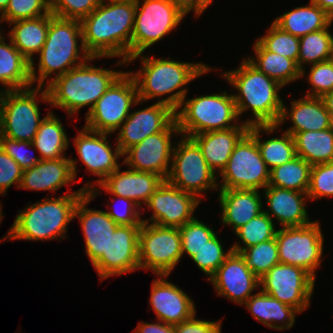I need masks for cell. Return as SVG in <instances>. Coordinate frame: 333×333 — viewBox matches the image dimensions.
Here are the masks:
<instances>
[{"label": "cell", "mask_w": 333, "mask_h": 333, "mask_svg": "<svg viewBox=\"0 0 333 333\" xmlns=\"http://www.w3.org/2000/svg\"><path fill=\"white\" fill-rule=\"evenodd\" d=\"M331 24L332 22L325 29L299 37L298 66L301 69V77L306 73L304 64L312 65L329 60L333 45V35L329 31Z\"/></svg>", "instance_id": "f35d334b"}, {"label": "cell", "mask_w": 333, "mask_h": 333, "mask_svg": "<svg viewBox=\"0 0 333 333\" xmlns=\"http://www.w3.org/2000/svg\"><path fill=\"white\" fill-rule=\"evenodd\" d=\"M28 147L35 151L32 142L16 141L0 135V148L11 156L23 170L32 168L41 161L40 157L28 154L26 149Z\"/></svg>", "instance_id": "681fc988"}, {"label": "cell", "mask_w": 333, "mask_h": 333, "mask_svg": "<svg viewBox=\"0 0 333 333\" xmlns=\"http://www.w3.org/2000/svg\"><path fill=\"white\" fill-rule=\"evenodd\" d=\"M139 58L142 68L135 73L129 72L137 86L138 100L145 102L159 97L158 103L168 105L175 111L187 96L188 88L183 87L212 69L201 62H180L170 58L147 57L143 56V53L129 58L126 63L129 65L130 62ZM167 94L168 97H162Z\"/></svg>", "instance_id": "7a4b0ae2"}, {"label": "cell", "mask_w": 333, "mask_h": 333, "mask_svg": "<svg viewBox=\"0 0 333 333\" xmlns=\"http://www.w3.org/2000/svg\"><path fill=\"white\" fill-rule=\"evenodd\" d=\"M315 280L302 267L279 262L259 279V289L302 313L310 306Z\"/></svg>", "instance_id": "9a60e30c"}, {"label": "cell", "mask_w": 333, "mask_h": 333, "mask_svg": "<svg viewBox=\"0 0 333 333\" xmlns=\"http://www.w3.org/2000/svg\"><path fill=\"white\" fill-rule=\"evenodd\" d=\"M182 257L178 228L142 223L139 231L140 269L152 270L156 276H169Z\"/></svg>", "instance_id": "5bb4252c"}, {"label": "cell", "mask_w": 333, "mask_h": 333, "mask_svg": "<svg viewBox=\"0 0 333 333\" xmlns=\"http://www.w3.org/2000/svg\"><path fill=\"white\" fill-rule=\"evenodd\" d=\"M312 1L333 18V0H312Z\"/></svg>", "instance_id": "9f6ffc18"}, {"label": "cell", "mask_w": 333, "mask_h": 333, "mask_svg": "<svg viewBox=\"0 0 333 333\" xmlns=\"http://www.w3.org/2000/svg\"><path fill=\"white\" fill-rule=\"evenodd\" d=\"M250 126H236L227 130L208 131L191 136L200 147L209 167L218 176L226 167L236 144Z\"/></svg>", "instance_id": "83f0119b"}, {"label": "cell", "mask_w": 333, "mask_h": 333, "mask_svg": "<svg viewBox=\"0 0 333 333\" xmlns=\"http://www.w3.org/2000/svg\"><path fill=\"white\" fill-rule=\"evenodd\" d=\"M209 281L214 286L217 296L226 297L240 305L260 287L259 278L247 267L244 257L234 251L218 267Z\"/></svg>", "instance_id": "44dd1931"}, {"label": "cell", "mask_w": 333, "mask_h": 333, "mask_svg": "<svg viewBox=\"0 0 333 333\" xmlns=\"http://www.w3.org/2000/svg\"><path fill=\"white\" fill-rule=\"evenodd\" d=\"M104 1L121 2V1H136V0H104Z\"/></svg>", "instance_id": "e7e4bbea"}, {"label": "cell", "mask_w": 333, "mask_h": 333, "mask_svg": "<svg viewBox=\"0 0 333 333\" xmlns=\"http://www.w3.org/2000/svg\"><path fill=\"white\" fill-rule=\"evenodd\" d=\"M221 221L235 232L263 212L260 190L256 189H219Z\"/></svg>", "instance_id": "4316f807"}, {"label": "cell", "mask_w": 333, "mask_h": 333, "mask_svg": "<svg viewBox=\"0 0 333 333\" xmlns=\"http://www.w3.org/2000/svg\"><path fill=\"white\" fill-rule=\"evenodd\" d=\"M38 54L39 73L36 74L33 59L30 62V74L32 84L37 81L36 85L40 87H46L54 78L84 63L91 56L85 51L82 43L80 21L59 18L50 13L47 39ZM52 73L56 75L52 77ZM49 77L52 78L45 83Z\"/></svg>", "instance_id": "8992f818"}, {"label": "cell", "mask_w": 333, "mask_h": 333, "mask_svg": "<svg viewBox=\"0 0 333 333\" xmlns=\"http://www.w3.org/2000/svg\"><path fill=\"white\" fill-rule=\"evenodd\" d=\"M50 0H10L5 12L0 16L2 22L42 17L50 14Z\"/></svg>", "instance_id": "f6af8a7d"}, {"label": "cell", "mask_w": 333, "mask_h": 333, "mask_svg": "<svg viewBox=\"0 0 333 333\" xmlns=\"http://www.w3.org/2000/svg\"><path fill=\"white\" fill-rule=\"evenodd\" d=\"M105 57H90L81 65L54 78L47 86L49 105L58 107L74 116L82 107L86 115L106 90L125 72L88 65V62Z\"/></svg>", "instance_id": "277c9868"}, {"label": "cell", "mask_w": 333, "mask_h": 333, "mask_svg": "<svg viewBox=\"0 0 333 333\" xmlns=\"http://www.w3.org/2000/svg\"><path fill=\"white\" fill-rule=\"evenodd\" d=\"M181 136L174 146L166 181L201 201L204 191L218 190V177L207 164L197 143L191 137Z\"/></svg>", "instance_id": "9c48e42d"}, {"label": "cell", "mask_w": 333, "mask_h": 333, "mask_svg": "<svg viewBox=\"0 0 333 333\" xmlns=\"http://www.w3.org/2000/svg\"><path fill=\"white\" fill-rule=\"evenodd\" d=\"M138 100L137 86L129 72H124L85 115L84 127L102 133H114L131 113ZM133 105V106H132Z\"/></svg>", "instance_id": "8fae6325"}, {"label": "cell", "mask_w": 333, "mask_h": 333, "mask_svg": "<svg viewBox=\"0 0 333 333\" xmlns=\"http://www.w3.org/2000/svg\"><path fill=\"white\" fill-rule=\"evenodd\" d=\"M307 75L306 80L312 88L305 96L321 98L333 91V64L329 60L312 64Z\"/></svg>", "instance_id": "c3c4849f"}, {"label": "cell", "mask_w": 333, "mask_h": 333, "mask_svg": "<svg viewBox=\"0 0 333 333\" xmlns=\"http://www.w3.org/2000/svg\"><path fill=\"white\" fill-rule=\"evenodd\" d=\"M278 125H252L248 132L255 138L260 154L269 170L282 165L297 156L294 138L288 132L283 131L280 138L261 140L263 133L268 136L276 131ZM263 131V133L261 132ZM262 133V134H261Z\"/></svg>", "instance_id": "d6a6232c"}, {"label": "cell", "mask_w": 333, "mask_h": 333, "mask_svg": "<svg viewBox=\"0 0 333 333\" xmlns=\"http://www.w3.org/2000/svg\"><path fill=\"white\" fill-rule=\"evenodd\" d=\"M134 29L131 38V57L172 32L186 14L169 0H136ZM142 5H141V4Z\"/></svg>", "instance_id": "30bf717a"}, {"label": "cell", "mask_w": 333, "mask_h": 333, "mask_svg": "<svg viewBox=\"0 0 333 333\" xmlns=\"http://www.w3.org/2000/svg\"><path fill=\"white\" fill-rule=\"evenodd\" d=\"M221 75L237 90L232 96L238 116L252 111V119L245 120L246 124L277 125L284 102L279 96V89L283 88L279 82L259 71L247 59H243L237 69Z\"/></svg>", "instance_id": "3957f363"}, {"label": "cell", "mask_w": 333, "mask_h": 333, "mask_svg": "<svg viewBox=\"0 0 333 333\" xmlns=\"http://www.w3.org/2000/svg\"><path fill=\"white\" fill-rule=\"evenodd\" d=\"M93 198L86 192L77 202L74 218H79L85 241V252L92 266L107 253V243L118 226L103 210H95L86 206Z\"/></svg>", "instance_id": "603a6c76"}, {"label": "cell", "mask_w": 333, "mask_h": 333, "mask_svg": "<svg viewBox=\"0 0 333 333\" xmlns=\"http://www.w3.org/2000/svg\"><path fill=\"white\" fill-rule=\"evenodd\" d=\"M141 225H118L107 243V253L93 265L100 280L140 269L139 231Z\"/></svg>", "instance_id": "e0dca14e"}, {"label": "cell", "mask_w": 333, "mask_h": 333, "mask_svg": "<svg viewBox=\"0 0 333 333\" xmlns=\"http://www.w3.org/2000/svg\"><path fill=\"white\" fill-rule=\"evenodd\" d=\"M186 99L184 97L179 108L175 111L180 136L182 134L191 137L208 131L249 126L244 121L238 122L240 120L236 103L232 94L228 95L226 91L220 92V94L215 93Z\"/></svg>", "instance_id": "52a82bcc"}, {"label": "cell", "mask_w": 333, "mask_h": 333, "mask_svg": "<svg viewBox=\"0 0 333 333\" xmlns=\"http://www.w3.org/2000/svg\"><path fill=\"white\" fill-rule=\"evenodd\" d=\"M112 197L113 201L119 200L122 203L121 206H123L120 211L118 210L119 207H117L114 208L116 210L110 209V211L106 212L117 225H142V217H140L141 214L139 209H137L139 206L135 202L120 196L113 195Z\"/></svg>", "instance_id": "816d5d0a"}, {"label": "cell", "mask_w": 333, "mask_h": 333, "mask_svg": "<svg viewBox=\"0 0 333 333\" xmlns=\"http://www.w3.org/2000/svg\"><path fill=\"white\" fill-rule=\"evenodd\" d=\"M73 158L41 160L32 168L23 170L20 189L56 192L77 178V165Z\"/></svg>", "instance_id": "d4e9b609"}, {"label": "cell", "mask_w": 333, "mask_h": 333, "mask_svg": "<svg viewBox=\"0 0 333 333\" xmlns=\"http://www.w3.org/2000/svg\"><path fill=\"white\" fill-rule=\"evenodd\" d=\"M180 135L176 119L162 132L146 137L142 142L131 146L123 156L130 169L150 172L167 179L170 172L174 144L173 135Z\"/></svg>", "instance_id": "2e32d148"}, {"label": "cell", "mask_w": 333, "mask_h": 333, "mask_svg": "<svg viewBox=\"0 0 333 333\" xmlns=\"http://www.w3.org/2000/svg\"><path fill=\"white\" fill-rule=\"evenodd\" d=\"M274 225L273 219L263 211L234 232L243 245L235 242L232 250L241 253L248 247L275 238L277 229Z\"/></svg>", "instance_id": "ab89813d"}, {"label": "cell", "mask_w": 333, "mask_h": 333, "mask_svg": "<svg viewBox=\"0 0 333 333\" xmlns=\"http://www.w3.org/2000/svg\"><path fill=\"white\" fill-rule=\"evenodd\" d=\"M219 178L222 182L218 189L263 190L268 186L270 170L261 157L255 138L249 132L236 144Z\"/></svg>", "instance_id": "7c38bea8"}, {"label": "cell", "mask_w": 333, "mask_h": 333, "mask_svg": "<svg viewBox=\"0 0 333 333\" xmlns=\"http://www.w3.org/2000/svg\"><path fill=\"white\" fill-rule=\"evenodd\" d=\"M110 134L90 130L83 127L74 139L76 152L87 170L99 179L94 183L99 185L108 175L116 171L120 164L117 160L123 157L116 143L114 151L107 140Z\"/></svg>", "instance_id": "ffe728a7"}, {"label": "cell", "mask_w": 333, "mask_h": 333, "mask_svg": "<svg viewBox=\"0 0 333 333\" xmlns=\"http://www.w3.org/2000/svg\"><path fill=\"white\" fill-rule=\"evenodd\" d=\"M213 0H201V15L212 4Z\"/></svg>", "instance_id": "680465c9"}, {"label": "cell", "mask_w": 333, "mask_h": 333, "mask_svg": "<svg viewBox=\"0 0 333 333\" xmlns=\"http://www.w3.org/2000/svg\"><path fill=\"white\" fill-rule=\"evenodd\" d=\"M328 129L333 132V113H329V126Z\"/></svg>", "instance_id": "94428289"}, {"label": "cell", "mask_w": 333, "mask_h": 333, "mask_svg": "<svg viewBox=\"0 0 333 333\" xmlns=\"http://www.w3.org/2000/svg\"><path fill=\"white\" fill-rule=\"evenodd\" d=\"M135 11V1L102 0L92 13L80 21L85 51L91 57H120L122 59L117 62V67L126 66V61L131 58Z\"/></svg>", "instance_id": "6da1fadb"}, {"label": "cell", "mask_w": 333, "mask_h": 333, "mask_svg": "<svg viewBox=\"0 0 333 333\" xmlns=\"http://www.w3.org/2000/svg\"><path fill=\"white\" fill-rule=\"evenodd\" d=\"M319 221L304 226L282 227L276 231L280 263L299 266L316 279L323 257L324 236Z\"/></svg>", "instance_id": "4fadbf2b"}, {"label": "cell", "mask_w": 333, "mask_h": 333, "mask_svg": "<svg viewBox=\"0 0 333 333\" xmlns=\"http://www.w3.org/2000/svg\"><path fill=\"white\" fill-rule=\"evenodd\" d=\"M240 254L244 257L247 267L259 279L279 263L276 238L248 247Z\"/></svg>", "instance_id": "60d3db41"}, {"label": "cell", "mask_w": 333, "mask_h": 333, "mask_svg": "<svg viewBox=\"0 0 333 333\" xmlns=\"http://www.w3.org/2000/svg\"><path fill=\"white\" fill-rule=\"evenodd\" d=\"M253 48L255 57L250 56L247 60L283 87L301 79V69L296 61L266 50L257 40Z\"/></svg>", "instance_id": "d590c367"}, {"label": "cell", "mask_w": 333, "mask_h": 333, "mask_svg": "<svg viewBox=\"0 0 333 333\" xmlns=\"http://www.w3.org/2000/svg\"><path fill=\"white\" fill-rule=\"evenodd\" d=\"M40 154L41 160L65 158V151L70 145L60 119L50 110L40 123L32 141Z\"/></svg>", "instance_id": "e575fe53"}, {"label": "cell", "mask_w": 333, "mask_h": 333, "mask_svg": "<svg viewBox=\"0 0 333 333\" xmlns=\"http://www.w3.org/2000/svg\"><path fill=\"white\" fill-rule=\"evenodd\" d=\"M0 91V135L32 142L43 118L38 101L49 103L46 87ZM37 97L39 100L37 101Z\"/></svg>", "instance_id": "ba28073f"}, {"label": "cell", "mask_w": 333, "mask_h": 333, "mask_svg": "<svg viewBox=\"0 0 333 333\" xmlns=\"http://www.w3.org/2000/svg\"><path fill=\"white\" fill-rule=\"evenodd\" d=\"M0 34V83L5 90L32 87L30 62L15 48L11 39L6 43ZM7 87V89L5 88Z\"/></svg>", "instance_id": "836d02e7"}, {"label": "cell", "mask_w": 333, "mask_h": 333, "mask_svg": "<svg viewBox=\"0 0 333 333\" xmlns=\"http://www.w3.org/2000/svg\"><path fill=\"white\" fill-rule=\"evenodd\" d=\"M266 50L292 59L298 64L300 41L299 37L293 36L281 30L273 22L264 36L256 39Z\"/></svg>", "instance_id": "b9f144b4"}, {"label": "cell", "mask_w": 333, "mask_h": 333, "mask_svg": "<svg viewBox=\"0 0 333 333\" xmlns=\"http://www.w3.org/2000/svg\"><path fill=\"white\" fill-rule=\"evenodd\" d=\"M283 102L282 112L277 123L283 124L285 120L291 119L292 127L286 129L292 136L297 132L303 131H321L328 129L329 112L319 97H301V99L292 100L290 110L286 108Z\"/></svg>", "instance_id": "f1b7e54d"}, {"label": "cell", "mask_w": 333, "mask_h": 333, "mask_svg": "<svg viewBox=\"0 0 333 333\" xmlns=\"http://www.w3.org/2000/svg\"><path fill=\"white\" fill-rule=\"evenodd\" d=\"M152 282L149 304L157 320L169 325H177L191 318L195 313V303L179 286L164 279L168 275H158Z\"/></svg>", "instance_id": "cb8c5ba5"}, {"label": "cell", "mask_w": 333, "mask_h": 333, "mask_svg": "<svg viewBox=\"0 0 333 333\" xmlns=\"http://www.w3.org/2000/svg\"><path fill=\"white\" fill-rule=\"evenodd\" d=\"M312 165L296 156L292 160L270 170L268 186L307 193Z\"/></svg>", "instance_id": "74e56055"}, {"label": "cell", "mask_w": 333, "mask_h": 333, "mask_svg": "<svg viewBox=\"0 0 333 333\" xmlns=\"http://www.w3.org/2000/svg\"><path fill=\"white\" fill-rule=\"evenodd\" d=\"M325 108L329 113H333V91L326 93L321 97Z\"/></svg>", "instance_id": "6f0895ef"}, {"label": "cell", "mask_w": 333, "mask_h": 333, "mask_svg": "<svg viewBox=\"0 0 333 333\" xmlns=\"http://www.w3.org/2000/svg\"><path fill=\"white\" fill-rule=\"evenodd\" d=\"M120 171L119 167L108 175L97 185L99 189L95 188L96 185L89 181L81 189L88 192L93 199L101 192L99 190L105 189V193L130 199L141 208L142 203L145 205L164 181L161 176L150 172L136 171L130 168L123 172Z\"/></svg>", "instance_id": "d6986e66"}, {"label": "cell", "mask_w": 333, "mask_h": 333, "mask_svg": "<svg viewBox=\"0 0 333 333\" xmlns=\"http://www.w3.org/2000/svg\"><path fill=\"white\" fill-rule=\"evenodd\" d=\"M329 61L333 64V45H332L331 53L329 56Z\"/></svg>", "instance_id": "6125c7cd"}, {"label": "cell", "mask_w": 333, "mask_h": 333, "mask_svg": "<svg viewBox=\"0 0 333 333\" xmlns=\"http://www.w3.org/2000/svg\"><path fill=\"white\" fill-rule=\"evenodd\" d=\"M244 305L255 320L277 330L292 328L296 321V315L300 313L294 307L280 302L261 290L253 294Z\"/></svg>", "instance_id": "f546056e"}, {"label": "cell", "mask_w": 333, "mask_h": 333, "mask_svg": "<svg viewBox=\"0 0 333 333\" xmlns=\"http://www.w3.org/2000/svg\"><path fill=\"white\" fill-rule=\"evenodd\" d=\"M297 156L311 165L333 162V132L303 131L293 135Z\"/></svg>", "instance_id": "8d00e7d4"}, {"label": "cell", "mask_w": 333, "mask_h": 333, "mask_svg": "<svg viewBox=\"0 0 333 333\" xmlns=\"http://www.w3.org/2000/svg\"><path fill=\"white\" fill-rule=\"evenodd\" d=\"M10 0H0V16L5 12Z\"/></svg>", "instance_id": "91938a15"}, {"label": "cell", "mask_w": 333, "mask_h": 333, "mask_svg": "<svg viewBox=\"0 0 333 333\" xmlns=\"http://www.w3.org/2000/svg\"><path fill=\"white\" fill-rule=\"evenodd\" d=\"M178 229L182 240V254L186 253L190 258L197 254L216 234L211 226L204 224L196 217Z\"/></svg>", "instance_id": "7bdbcfd3"}, {"label": "cell", "mask_w": 333, "mask_h": 333, "mask_svg": "<svg viewBox=\"0 0 333 333\" xmlns=\"http://www.w3.org/2000/svg\"><path fill=\"white\" fill-rule=\"evenodd\" d=\"M200 200L164 180L145 204L153 211L152 216L143 219V223L156 224L162 227L180 228L193 220V214Z\"/></svg>", "instance_id": "ac0fdd59"}, {"label": "cell", "mask_w": 333, "mask_h": 333, "mask_svg": "<svg viewBox=\"0 0 333 333\" xmlns=\"http://www.w3.org/2000/svg\"><path fill=\"white\" fill-rule=\"evenodd\" d=\"M102 0H50V11L56 17L81 21L92 13Z\"/></svg>", "instance_id": "7dc6e473"}, {"label": "cell", "mask_w": 333, "mask_h": 333, "mask_svg": "<svg viewBox=\"0 0 333 333\" xmlns=\"http://www.w3.org/2000/svg\"><path fill=\"white\" fill-rule=\"evenodd\" d=\"M307 195L310 201L333 197V162L312 165Z\"/></svg>", "instance_id": "bcb514c9"}, {"label": "cell", "mask_w": 333, "mask_h": 333, "mask_svg": "<svg viewBox=\"0 0 333 333\" xmlns=\"http://www.w3.org/2000/svg\"><path fill=\"white\" fill-rule=\"evenodd\" d=\"M23 169L18 163L0 148V195L6 194L8 188L20 187Z\"/></svg>", "instance_id": "f907efd6"}, {"label": "cell", "mask_w": 333, "mask_h": 333, "mask_svg": "<svg viewBox=\"0 0 333 333\" xmlns=\"http://www.w3.org/2000/svg\"><path fill=\"white\" fill-rule=\"evenodd\" d=\"M86 192L79 189L61 197H50L20 210L2 240L46 241L67 237V226L74 219V210Z\"/></svg>", "instance_id": "5b68a950"}, {"label": "cell", "mask_w": 333, "mask_h": 333, "mask_svg": "<svg viewBox=\"0 0 333 333\" xmlns=\"http://www.w3.org/2000/svg\"><path fill=\"white\" fill-rule=\"evenodd\" d=\"M3 212H2V205H1V202H0V223L2 222V220H3V214H2Z\"/></svg>", "instance_id": "be15d7a7"}, {"label": "cell", "mask_w": 333, "mask_h": 333, "mask_svg": "<svg viewBox=\"0 0 333 333\" xmlns=\"http://www.w3.org/2000/svg\"><path fill=\"white\" fill-rule=\"evenodd\" d=\"M221 321L197 319L196 313L174 326L176 333H221Z\"/></svg>", "instance_id": "f5cc1de1"}, {"label": "cell", "mask_w": 333, "mask_h": 333, "mask_svg": "<svg viewBox=\"0 0 333 333\" xmlns=\"http://www.w3.org/2000/svg\"><path fill=\"white\" fill-rule=\"evenodd\" d=\"M139 322V325L134 329V333H176L173 325L162 323Z\"/></svg>", "instance_id": "db71d44e"}, {"label": "cell", "mask_w": 333, "mask_h": 333, "mask_svg": "<svg viewBox=\"0 0 333 333\" xmlns=\"http://www.w3.org/2000/svg\"><path fill=\"white\" fill-rule=\"evenodd\" d=\"M175 110L162 103L133 111L118 129L117 145L124 153L146 137L164 131L174 120Z\"/></svg>", "instance_id": "7402d4cb"}, {"label": "cell", "mask_w": 333, "mask_h": 333, "mask_svg": "<svg viewBox=\"0 0 333 333\" xmlns=\"http://www.w3.org/2000/svg\"><path fill=\"white\" fill-rule=\"evenodd\" d=\"M178 6L186 15L193 11L196 18L201 16V0H169Z\"/></svg>", "instance_id": "11a10c76"}, {"label": "cell", "mask_w": 333, "mask_h": 333, "mask_svg": "<svg viewBox=\"0 0 333 333\" xmlns=\"http://www.w3.org/2000/svg\"><path fill=\"white\" fill-rule=\"evenodd\" d=\"M262 193L269 209L263 211L271 219H277L282 227L304 226L313 222L307 213V193L275 186H267Z\"/></svg>", "instance_id": "484cf974"}, {"label": "cell", "mask_w": 333, "mask_h": 333, "mask_svg": "<svg viewBox=\"0 0 333 333\" xmlns=\"http://www.w3.org/2000/svg\"><path fill=\"white\" fill-rule=\"evenodd\" d=\"M331 22L333 18L312 0L307 6L295 7L273 21L281 30L297 37L325 29Z\"/></svg>", "instance_id": "4dcf8cb0"}, {"label": "cell", "mask_w": 333, "mask_h": 333, "mask_svg": "<svg viewBox=\"0 0 333 333\" xmlns=\"http://www.w3.org/2000/svg\"><path fill=\"white\" fill-rule=\"evenodd\" d=\"M217 235L216 233L207 241V244L191 258L198 268L209 276L207 280L215 274L218 267L233 251L232 248H229V250L225 252Z\"/></svg>", "instance_id": "ee69618b"}, {"label": "cell", "mask_w": 333, "mask_h": 333, "mask_svg": "<svg viewBox=\"0 0 333 333\" xmlns=\"http://www.w3.org/2000/svg\"><path fill=\"white\" fill-rule=\"evenodd\" d=\"M50 14L42 17L18 20L9 23L13 26L8 33L15 48L29 61L38 54L46 42Z\"/></svg>", "instance_id": "1f68e13d"}]
</instances>
